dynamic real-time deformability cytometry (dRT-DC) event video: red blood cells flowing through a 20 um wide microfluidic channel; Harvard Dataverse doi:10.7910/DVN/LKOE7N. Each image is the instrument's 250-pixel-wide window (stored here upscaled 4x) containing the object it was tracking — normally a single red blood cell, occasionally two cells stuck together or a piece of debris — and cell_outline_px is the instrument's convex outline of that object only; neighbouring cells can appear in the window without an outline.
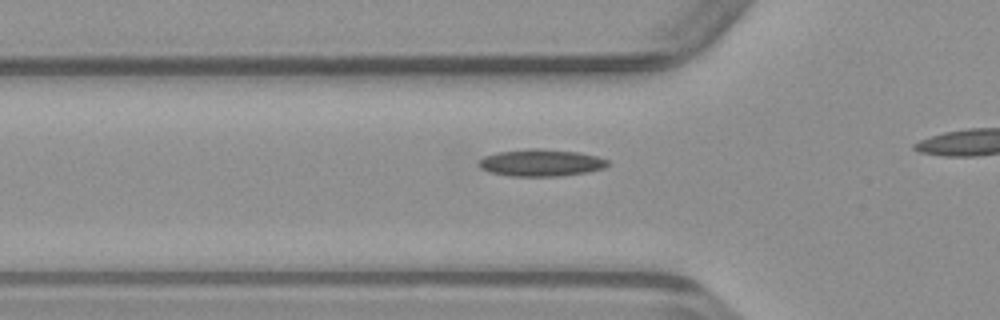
{"species": "common noctule bat (a hibernating species)", "species_latin": "Nyctalus noctula", "temperature_condition": "warm", "stored_images_in_passage": 8, "camera_frame_rate_fps": 3000, "um_per_image_px": 0.085, "animal": {"sex": "male", "body_mass_g": 23.1, "forearm_length_mm": 52.7}, "frame": {"image": 1, "passage_image": 3, "time_ms": 0.667, "image_size_px": [1000, 320], "cell_outline_px": [[608, 164], [604, 168], [588, 172], [560, 176], [508, 176], [488, 172], [480, 168], [480, 160], [484, 156], [496, 152], [528, 148], [540, 148], [580, 152], [596, 156], [608, 160]], "centroid_in_image_um": [45.97, 13.83], "position_along_channel_um": 79.8, "area_um2": 20.46}}
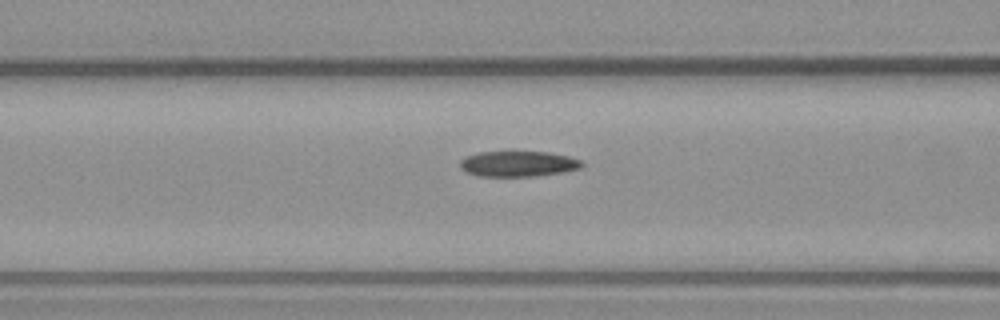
{"frame": {"image": 2, "passage_image": 6, "time_ms": 1.667, "image_size_px": [1000, 320], "cell_outline_px": [[584, 164], [580, 168], [564, 172], [536, 176], [476, 176], [460, 168], [460, 160], [476, 152], [512, 148], [548, 152], [568, 156], [580, 160]], "centroid_in_image_um": [44.01, 13.87], "position_along_channel_um": 122.6, "area_um2": 19.13}}